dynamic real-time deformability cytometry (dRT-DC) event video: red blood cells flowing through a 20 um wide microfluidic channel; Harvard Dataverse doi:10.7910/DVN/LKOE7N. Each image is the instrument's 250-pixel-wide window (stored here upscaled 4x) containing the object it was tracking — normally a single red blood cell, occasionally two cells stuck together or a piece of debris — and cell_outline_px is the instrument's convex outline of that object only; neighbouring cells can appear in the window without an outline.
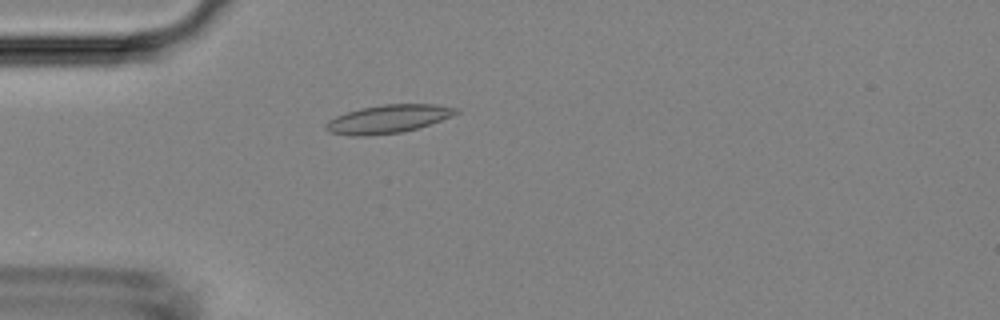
{"species": "Egyptian fruit bat (a non-hibernating species)", "species_latin": "Rousettus aegyptiacus", "temperature_condition": "room temperature", "stored_images_in_passage": 6, "camera_frame_rate_fps": 3000, "um_per_image_px": 0.085, "animal": {"sex": "female"}, "frame": {"image": 1, "passage_image": 5, "time_ms": 4.333, "image_size_px": [1000, 320], "cell_outline_px": [[460, 112], [452, 116], [420, 128], [404, 132], [364, 136], [352, 136], [328, 132], [324, 128], [324, 124], [328, 120], [336, 116], [360, 108], [384, 104], [436, 104], [460, 108]], "centroid_in_image_um": [33.01, 10.12], "position_along_channel_um": 52.0, "area_um2": 21.73}}